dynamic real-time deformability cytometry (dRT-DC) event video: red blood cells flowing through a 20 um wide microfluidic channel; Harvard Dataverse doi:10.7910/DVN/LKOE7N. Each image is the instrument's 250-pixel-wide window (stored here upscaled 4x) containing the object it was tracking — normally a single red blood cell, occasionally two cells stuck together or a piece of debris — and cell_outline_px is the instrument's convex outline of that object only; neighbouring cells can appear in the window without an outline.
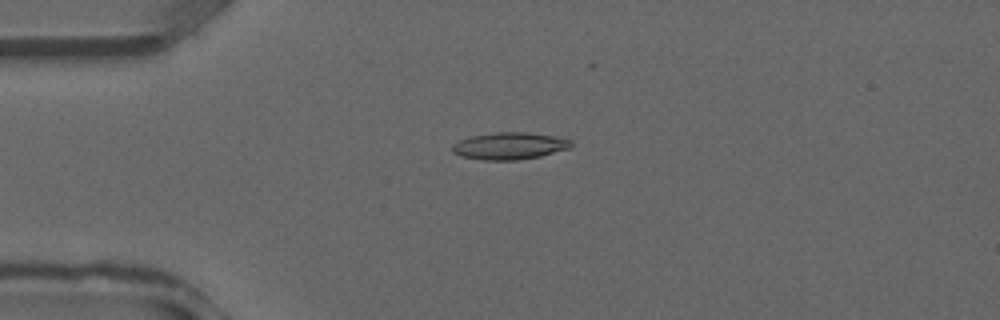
{"species": "common noctule bat (a hibernating species)", "species_latin": "Nyctalus noctula", "temperature_condition": "warm", "stored_images_in_passage": 27, "camera_frame_rate_fps": 3000, "um_per_image_px": 0.085, "animal": {"sex": "male", "forearm_length_mm": 52.5}, "frame": {"image": 1, "passage_image": 2, "time_ms": 0.333, "image_size_px": [1000, 320], "cell_outline_px": [[572, 148], [540, 156], [520, 160], [484, 160], [460, 156], [452, 152], [452, 144], [460, 140], [472, 136], [496, 132], [528, 132], [556, 136], [572, 140]], "centroid_in_image_um": [43.34, 12.4], "position_along_channel_um": 41.7, "area_um2": 18.9}}
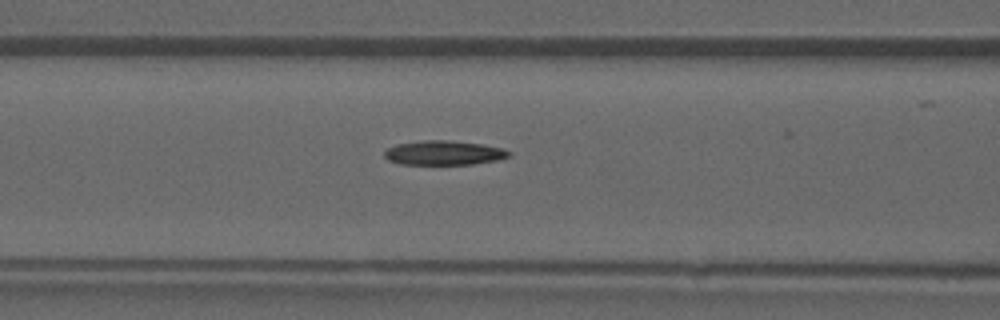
{"frame": {"image": 2, "passage_image": 8, "time_ms": 2.333, "image_size_px": [1000, 320], "cell_outline_px": [[512, 152], [508, 156], [496, 160], [472, 164], [400, 164], [388, 160], [384, 156], [384, 152], [388, 148], [396, 144], [424, 140], [448, 140], [484, 144], [504, 148]], "centroid_in_image_um": [37.73, 12.98], "position_along_channel_um": 128.9, "area_um2": 17.69}}
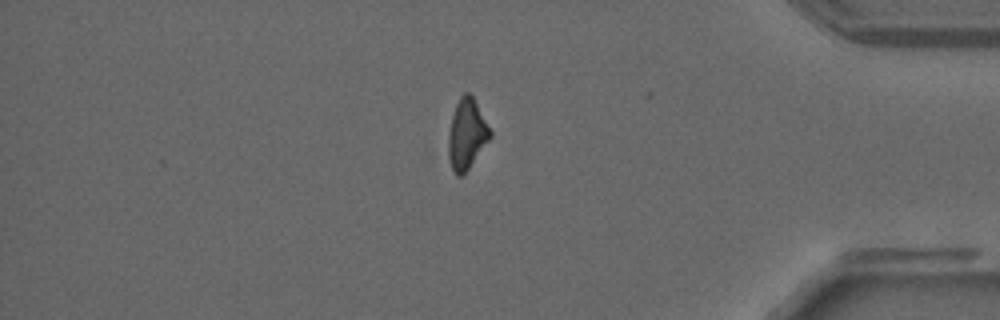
{"frame": {"image": 3, "passage_image": 24, "time_ms": 7.667, "image_size_px": [1000, 320], "cell_outline_px": [[492, 136], [464, 176], [456, 176], [452, 168], [448, 156], [448, 136], [452, 116], [456, 104], [460, 96], [464, 92], [468, 92], [472, 96], [492, 132]], "centroid_in_image_um": [39.67, 11.44], "position_along_channel_um": 395.5, "area_um2": 17.11}}